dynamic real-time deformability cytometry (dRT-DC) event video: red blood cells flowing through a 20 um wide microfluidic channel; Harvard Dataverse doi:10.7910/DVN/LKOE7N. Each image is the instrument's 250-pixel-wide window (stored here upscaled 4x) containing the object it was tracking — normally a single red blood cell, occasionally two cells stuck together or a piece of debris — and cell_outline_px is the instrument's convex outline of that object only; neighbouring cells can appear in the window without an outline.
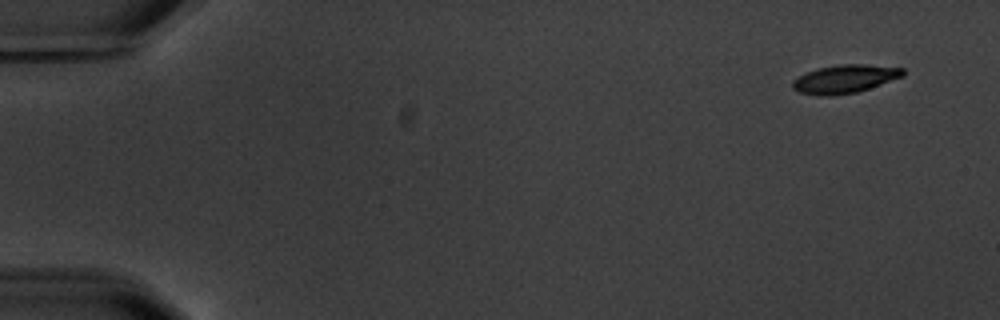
{"species": "common noctule bat (a hibernating species)", "species_latin": "Nyctalus noctula", "temperature_condition": "warm", "stored_images_in_passage": 4, "camera_frame_rate_fps": 3000, "um_per_image_px": 0.085, "animal": {"sex": "male", "body_mass_g": 20.1, "forearm_length_mm": 53.5}, "frame": {"image": 1, "passage_image": 1, "time_ms": 0.0, "image_size_px": [1000, 320], "cell_outline_px": [[904, 76], [856, 92], [828, 96], [820, 96], [800, 92], [792, 88], [792, 80], [808, 72], [820, 68], [840, 64], [868, 64], [904, 68]], "centroid_in_image_um": [71.82, 6.7], "position_along_channel_um": 13.2, "area_um2": 17.98}}
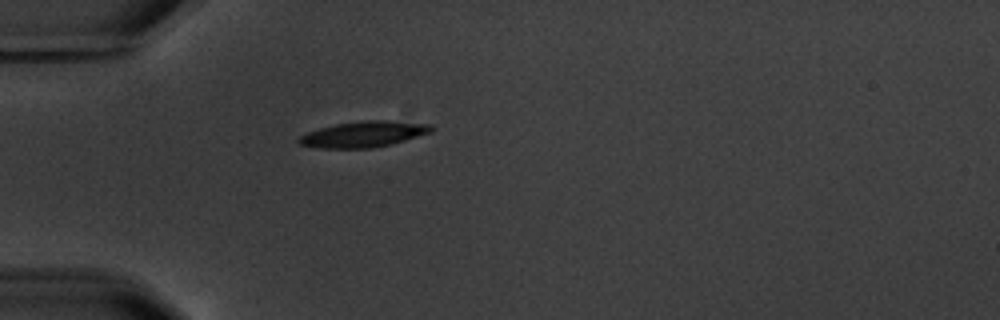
{"frame": {"image": 2, "passage_image": 4, "time_ms": 4.667, "image_size_px": [1000, 320], "cell_outline_px": [[432, 132], [404, 140], [372, 148], [320, 148], [300, 144], [296, 140], [300, 136], [308, 132], [320, 128], [336, 124], [368, 120], [388, 120], [432, 124]], "centroid_in_image_um": [30.91, 11.4], "position_along_channel_um": 54.1, "area_um2": 19.71}}